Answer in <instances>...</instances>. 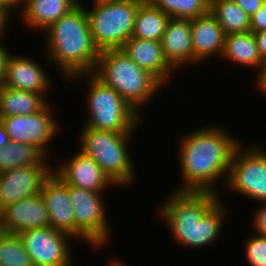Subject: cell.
<instances>
[{
    "instance_id": "24",
    "label": "cell",
    "mask_w": 266,
    "mask_h": 266,
    "mask_svg": "<svg viewBox=\"0 0 266 266\" xmlns=\"http://www.w3.org/2000/svg\"><path fill=\"white\" fill-rule=\"evenodd\" d=\"M47 159L31 144L10 141L0 148V174L22 166L50 165L46 162Z\"/></svg>"
},
{
    "instance_id": "22",
    "label": "cell",
    "mask_w": 266,
    "mask_h": 266,
    "mask_svg": "<svg viewBox=\"0 0 266 266\" xmlns=\"http://www.w3.org/2000/svg\"><path fill=\"white\" fill-rule=\"evenodd\" d=\"M46 95L3 86L0 88V117L37 113L49 104Z\"/></svg>"
},
{
    "instance_id": "27",
    "label": "cell",
    "mask_w": 266,
    "mask_h": 266,
    "mask_svg": "<svg viewBox=\"0 0 266 266\" xmlns=\"http://www.w3.org/2000/svg\"><path fill=\"white\" fill-rule=\"evenodd\" d=\"M0 266H33L18 234L0 231Z\"/></svg>"
},
{
    "instance_id": "8",
    "label": "cell",
    "mask_w": 266,
    "mask_h": 266,
    "mask_svg": "<svg viewBox=\"0 0 266 266\" xmlns=\"http://www.w3.org/2000/svg\"><path fill=\"white\" fill-rule=\"evenodd\" d=\"M245 147V148H244ZM229 192L266 202V150L260 145L244 146L234 152L225 184Z\"/></svg>"
},
{
    "instance_id": "7",
    "label": "cell",
    "mask_w": 266,
    "mask_h": 266,
    "mask_svg": "<svg viewBox=\"0 0 266 266\" xmlns=\"http://www.w3.org/2000/svg\"><path fill=\"white\" fill-rule=\"evenodd\" d=\"M145 0L93 2L86 9L90 32L99 51L121 49L131 38L136 13Z\"/></svg>"
},
{
    "instance_id": "10",
    "label": "cell",
    "mask_w": 266,
    "mask_h": 266,
    "mask_svg": "<svg viewBox=\"0 0 266 266\" xmlns=\"http://www.w3.org/2000/svg\"><path fill=\"white\" fill-rule=\"evenodd\" d=\"M18 236L31 257L33 266H71L75 264L68 242L74 239L69 234L48 226L25 230L18 233Z\"/></svg>"
},
{
    "instance_id": "9",
    "label": "cell",
    "mask_w": 266,
    "mask_h": 266,
    "mask_svg": "<svg viewBox=\"0 0 266 266\" xmlns=\"http://www.w3.org/2000/svg\"><path fill=\"white\" fill-rule=\"evenodd\" d=\"M103 194L69 185V200L74 208L75 239L85 240L95 249L102 248L111 240Z\"/></svg>"
},
{
    "instance_id": "38",
    "label": "cell",
    "mask_w": 266,
    "mask_h": 266,
    "mask_svg": "<svg viewBox=\"0 0 266 266\" xmlns=\"http://www.w3.org/2000/svg\"><path fill=\"white\" fill-rule=\"evenodd\" d=\"M109 266H127L124 262H121L116 258V260H110Z\"/></svg>"
},
{
    "instance_id": "20",
    "label": "cell",
    "mask_w": 266,
    "mask_h": 266,
    "mask_svg": "<svg viewBox=\"0 0 266 266\" xmlns=\"http://www.w3.org/2000/svg\"><path fill=\"white\" fill-rule=\"evenodd\" d=\"M80 0H22L17 9L22 8V22L34 30L43 32L52 23L73 10ZM20 6V7H19ZM23 6V7H22Z\"/></svg>"
},
{
    "instance_id": "40",
    "label": "cell",
    "mask_w": 266,
    "mask_h": 266,
    "mask_svg": "<svg viewBox=\"0 0 266 266\" xmlns=\"http://www.w3.org/2000/svg\"><path fill=\"white\" fill-rule=\"evenodd\" d=\"M114 1V0H93V2Z\"/></svg>"
},
{
    "instance_id": "32",
    "label": "cell",
    "mask_w": 266,
    "mask_h": 266,
    "mask_svg": "<svg viewBox=\"0 0 266 266\" xmlns=\"http://www.w3.org/2000/svg\"><path fill=\"white\" fill-rule=\"evenodd\" d=\"M15 9L17 10V7H0V41L4 37L5 31H7L10 21V16L15 13Z\"/></svg>"
},
{
    "instance_id": "35",
    "label": "cell",
    "mask_w": 266,
    "mask_h": 266,
    "mask_svg": "<svg viewBox=\"0 0 266 266\" xmlns=\"http://www.w3.org/2000/svg\"><path fill=\"white\" fill-rule=\"evenodd\" d=\"M257 87L266 96V65L262 68L260 74L257 76Z\"/></svg>"
},
{
    "instance_id": "39",
    "label": "cell",
    "mask_w": 266,
    "mask_h": 266,
    "mask_svg": "<svg viewBox=\"0 0 266 266\" xmlns=\"http://www.w3.org/2000/svg\"><path fill=\"white\" fill-rule=\"evenodd\" d=\"M2 213H3V208H2V206L0 204V221H1Z\"/></svg>"
},
{
    "instance_id": "34",
    "label": "cell",
    "mask_w": 266,
    "mask_h": 266,
    "mask_svg": "<svg viewBox=\"0 0 266 266\" xmlns=\"http://www.w3.org/2000/svg\"><path fill=\"white\" fill-rule=\"evenodd\" d=\"M258 52L262 60L266 63V31L254 32Z\"/></svg>"
},
{
    "instance_id": "19",
    "label": "cell",
    "mask_w": 266,
    "mask_h": 266,
    "mask_svg": "<svg viewBox=\"0 0 266 266\" xmlns=\"http://www.w3.org/2000/svg\"><path fill=\"white\" fill-rule=\"evenodd\" d=\"M121 49L133 62L151 72L164 85L173 77V71H176L166 61L161 42L131 37Z\"/></svg>"
},
{
    "instance_id": "12",
    "label": "cell",
    "mask_w": 266,
    "mask_h": 266,
    "mask_svg": "<svg viewBox=\"0 0 266 266\" xmlns=\"http://www.w3.org/2000/svg\"><path fill=\"white\" fill-rule=\"evenodd\" d=\"M59 164L58 167H53L52 172L67 185L96 193H104L111 186H116L98 163L81 150Z\"/></svg>"
},
{
    "instance_id": "42",
    "label": "cell",
    "mask_w": 266,
    "mask_h": 266,
    "mask_svg": "<svg viewBox=\"0 0 266 266\" xmlns=\"http://www.w3.org/2000/svg\"><path fill=\"white\" fill-rule=\"evenodd\" d=\"M215 1H217V0H208L209 4H211V3L215 2Z\"/></svg>"
},
{
    "instance_id": "5",
    "label": "cell",
    "mask_w": 266,
    "mask_h": 266,
    "mask_svg": "<svg viewBox=\"0 0 266 266\" xmlns=\"http://www.w3.org/2000/svg\"><path fill=\"white\" fill-rule=\"evenodd\" d=\"M84 76V77H83ZM88 78L86 123L84 126L115 133H134L140 124L141 116L129 106L121 95L110 86L102 83L92 73L70 77L69 83ZM81 77V78H80Z\"/></svg>"
},
{
    "instance_id": "23",
    "label": "cell",
    "mask_w": 266,
    "mask_h": 266,
    "mask_svg": "<svg viewBox=\"0 0 266 266\" xmlns=\"http://www.w3.org/2000/svg\"><path fill=\"white\" fill-rule=\"evenodd\" d=\"M169 20L167 14L145 0L136 13L131 37L160 42Z\"/></svg>"
},
{
    "instance_id": "14",
    "label": "cell",
    "mask_w": 266,
    "mask_h": 266,
    "mask_svg": "<svg viewBox=\"0 0 266 266\" xmlns=\"http://www.w3.org/2000/svg\"><path fill=\"white\" fill-rule=\"evenodd\" d=\"M50 226L48 211L41 194L20 199L3 208L0 231L18 234L25 230Z\"/></svg>"
},
{
    "instance_id": "15",
    "label": "cell",
    "mask_w": 266,
    "mask_h": 266,
    "mask_svg": "<svg viewBox=\"0 0 266 266\" xmlns=\"http://www.w3.org/2000/svg\"><path fill=\"white\" fill-rule=\"evenodd\" d=\"M40 194L48 211L50 226L75 240V217L69 200V185L51 172L44 180Z\"/></svg>"
},
{
    "instance_id": "1",
    "label": "cell",
    "mask_w": 266,
    "mask_h": 266,
    "mask_svg": "<svg viewBox=\"0 0 266 266\" xmlns=\"http://www.w3.org/2000/svg\"><path fill=\"white\" fill-rule=\"evenodd\" d=\"M217 126L198 128L179 138L177 156L183 181L175 190L211 191L221 195L216 183L225 177V182H221L225 186L234 152L241 142Z\"/></svg>"
},
{
    "instance_id": "11",
    "label": "cell",
    "mask_w": 266,
    "mask_h": 266,
    "mask_svg": "<svg viewBox=\"0 0 266 266\" xmlns=\"http://www.w3.org/2000/svg\"><path fill=\"white\" fill-rule=\"evenodd\" d=\"M50 103L41 111L31 115L0 117L11 142L27 143L38 148L47 158L51 153L47 146L60 131Z\"/></svg>"
},
{
    "instance_id": "17",
    "label": "cell",
    "mask_w": 266,
    "mask_h": 266,
    "mask_svg": "<svg viewBox=\"0 0 266 266\" xmlns=\"http://www.w3.org/2000/svg\"><path fill=\"white\" fill-rule=\"evenodd\" d=\"M191 34L194 64L199 66L214 56H222L225 33L210 11L191 19Z\"/></svg>"
},
{
    "instance_id": "31",
    "label": "cell",
    "mask_w": 266,
    "mask_h": 266,
    "mask_svg": "<svg viewBox=\"0 0 266 266\" xmlns=\"http://www.w3.org/2000/svg\"><path fill=\"white\" fill-rule=\"evenodd\" d=\"M235 3L251 17L264 4V0H234Z\"/></svg>"
},
{
    "instance_id": "33",
    "label": "cell",
    "mask_w": 266,
    "mask_h": 266,
    "mask_svg": "<svg viewBox=\"0 0 266 266\" xmlns=\"http://www.w3.org/2000/svg\"><path fill=\"white\" fill-rule=\"evenodd\" d=\"M0 42V88L3 87L5 78H6V66L9 56L12 54L10 53L5 45L1 44Z\"/></svg>"
},
{
    "instance_id": "36",
    "label": "cell",
    "mask_w": 266,
    "mask_h": 266,
    "mask_svg": "<svg viewBox=\"0 0 266 266\" xmlns=\"http://www.w3.org/2000/svg\"><path fill=\"white\" fill-rule=\"evenodd\" d=\"M10 142L9 135L0 121V148Z\"/></svg>"
},
{
    "instance_id": "3",
    "label": "cell",
    "mask_w": 266,
    "mask_h": 266,
    "mask_svg": "<svg viewBox=\"0 0 266 266\" xmlns=\"http://www.w3.org/2000/svg\"><path fill=\"white\" fill-rule=\"evenodd\" d=\"M81 2L43 31L44 55L59 68L66 81L78 74L92 73L100 55Z\"/></svg>"
},
{
    "instance_id": "21",
    "label": "cell",
    "mask_w": 266,
    "mask_h": 266,
    "mask_svg": "<svg viewBox=\"0 0 266 266\" xmlns=\"http://www.w3.org/2000/svg\"><path fill=\"white\" fill-rule=\"evenodd\" d=\"M235 65L258 69L260 74L266 63L259 55L254 34L251 31L225 35L224 50L221 56Z\"/></svg>"
},
{
    "instance_id": "13",
    "label": "cell",
    "mask_w": 266,
    "mask_h": 266,
    "mask_svg": "<svg viewBox=\"0 0 266 266\" xmlns=\"http://www.w3.org/2000/svg\"><path fill=\"white\" fill-rule=\"evenodd\" d=\"M52 166L32 165L11 169L0 174V204L2 208L16 201L37 195Z\"/></svg>"
},
{
    "instance_id": "41",
    "label": "cell",
    "mask_w": 266,
    "mask_h": 266,
    "mask_svg": "<svg viewBox=\"0 0 266 266\" xmlns=\"http://www.w3.org/2000/svg\"><path fill=\"white\" fill-rule=\"evenodd\" d=\"M14 3L17 5L18 3H20L22 0H13Z\"/></svg>"
},
{
    "instance_id": "25",
    "label": "cell",
    "mask_w": 266,
    "mask_h": 266,
    "mask_svg": "<svg viewBox=\"0 0 266 266\" xmlns=\"http://www.w3.org/2000/svg\"><path fill=\"white\" fill-rule=\"evenodd\" d=\"M210 12L225 35L250 31V17L234 0H217L210 4Z\"/></svg>"
},
{
    "instance_id": "28",
    "label": "cell",
    "mask_w": 266,
    "mask_h": 266,
    "mask_svg": "<svg viewBox=\"0 0 266 266\" xmlns=\"http://www.w3.org/2000/svg\"><path fill=\"white\" fill-rule=\"evenodd\" d=\"M244 250L250 266H266V236H249L245 239Z\"/></svg>"
},
{
    "instance_id": "29",
    "label": "cell",
    "mask_w": 266,
    "mask_h": 266,
    "mask_svg": "<svg viewBox=\"0 0 266 266\" xmlns=\"http://www.w3.org/2000/svg\"><path fill=\"white\" fill-rule=\"evenodd\" d=\"M259 204L260 205L257 207L258 210L256 209L252 218V225L255 230V234L266 236V202H261Z\"/></svg>"
},
{
    "instance_id": "6",
    "label": "cell",
    "mask_w": 266,
    "mask_h": 266,
    "mask_svg": "<svg viewBox=\"0 0 266 266\" xmlns=\"http://www.w3.org/2000/svg\"><path fill=\"white\" fill-rule=\"evenodd\" d=\"M82 128L79 137L80 150L93 158L118 187L133 182L137 173L127 146L134 133H115L87 126Z\"/></svg>"
},
{
    "instance_id": "37",
    "label": "cell",
    "mask_w": 266,
    "mask_h": 266,
    "mask_svg": "<svg viewBox=\"0 0 266 266\" xmlns=\"http://www.w3.org/2000/svg\"><path fill=\"white\" fill-rule=\"evenodd\" d=\"M0 7H17L13 0H0Z\"/></svg>"
},
{
    "instance_id": "16",
    "label": "cell",
    "mask_w": 266,
    "mask_h": 266,
    "mask_svg": "<svg viewBox=\"0 0 266 266\" xmlns=\"http://www.w3.org/2000/svg\"><path fill=\"white\" fill-rule=\"evenodd\" d=\"M12 55L7 61L6 78L3 86L41 94L50 91L51 80L38 61L28 56Z\"/></svg>"
},
{
    "instance_id": "4",
    "label": "cell",
    "mask_w": 266,
    "mask_h": 266,
    "mask_svg": "<svg viewBox=\"0 0 266 266\" xmlns=\"http://www.w3.org/2000/svg\"><path fill=\"white\" fill-rule=\"evenodd\" d=\"M92 74L115 89L140 116L141 108L154 98L159 89L165 87L151 72L133 62L122 49L100 51Z\"/></svg>"
},
{
    "instance_id": "30",
    "label": "cell",
    "mask_w": 266,
    "mask_h": 266,
    "mask_svg": "<svg viewBox=\"0 0 266 266\" xmlns=\"http://www.w3.org/2000/svg\"><path fill=\"white\" fill-rule=\"evenodd\" d=\"M250 31H266V2L250 17Z\"/></svg>"
},
{
    "instance_id": "18",
    "label": "cell",
    "mask_w": 266,
    "mask_h": 266,
    "mask_svg": "<svg viewBox=\"0 0 266 266\" xmlns=\"http://www.w3.org/2000/svg\"><path fill=\"white\" fill-rule=\"evenodd\" d=\"M160 42L165 59L174 70L187 63L194 65L191 19L170 18Z\"/></svg>"
},
{
    "instance_id": "2",
    "label": "cell",
    "mask_w": 266,
    "mask_h": 266,
    "mask_svg": "<svg viewBox=\"0 0 266 266\" xmlns=\"http://www.w3.org/2000/svg\"><path fill=\"white\" fill-rule=\"evenodd\" d=\"M171 192L159 216L174 241L193 249L218 240L227 216L222 197L211 191Z\"/></svg>"
},
{
    "instance_id": "26",
    "label": "cell",
    "mask_w": 266,
    "mask_h": 266,
    "mask_svg": "<svg viewBox=\"0 0 266 266\" xmlns=\"http://www.w3.org/2000/svg\"><path fill=\"white\" fill-rule=\"evenodd\" d=\"M174 19H193L210 11L208 0H148Z\"/></svg>"
}]
</instances>
